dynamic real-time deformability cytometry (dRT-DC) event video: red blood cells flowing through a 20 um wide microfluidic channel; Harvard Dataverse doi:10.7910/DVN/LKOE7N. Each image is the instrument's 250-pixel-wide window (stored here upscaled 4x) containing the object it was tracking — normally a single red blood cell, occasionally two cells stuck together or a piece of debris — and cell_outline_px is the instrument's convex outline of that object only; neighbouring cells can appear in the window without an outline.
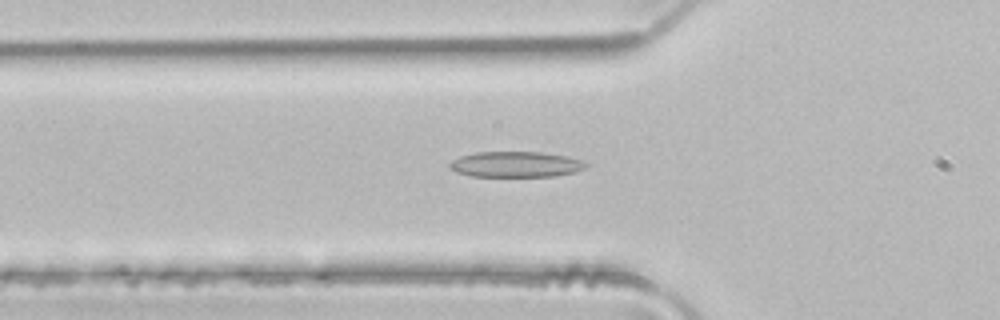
{"species": "common noctule bat (a hibernating species)", "species_latin": "Nyctalus noctula", "temperature_condition": "room temperature", "stored_images_in_passage": 49, "camera_frame_rate_fps": 3000, "um_per_image_px": 0.085, "animal": {"sex": "male", "body_mass_g": 21.5, "forearm_length_mm": 52.0}, "frame": {"image": 1, "passage_image": 17, "time_ms": 5.333, "image_size_px": [1000, 320], "cell_outline_px": [[588, 164], [584, 168], [576, 172], [552, 176], [472, 176], [456, 172], [448, 168], [448, 164], [452, 160], [460, 156], [476, 152], [544, 152], [568, 156], [584, 160]], "centroid_in_image_um": [43.85, 13.96], "position_along_channel_um": 82.0, "area_um2": 20.52}}
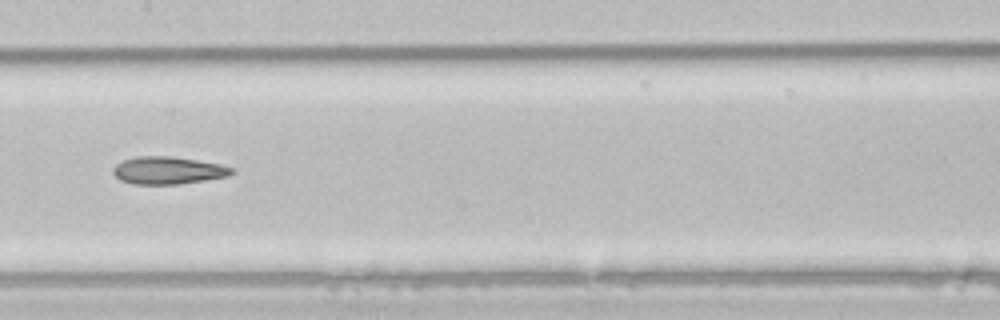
{"frame": {"image": 2, "passage_image": 25, "time_ms": 8.0, "image_size_px": [1000, 320], "cell_outline_px": [[236, 172], [228, 176], [204, 180], [176, 184], [136, 184], [120, 180], [112, 172], [112, 168], [116, 164], [124, 160], [136, 156], [168, 156], [196, 160], [220, 164], [232, 168]], "centroid_in_image_um": [14.27, 14.48], "position_along_channel_um": 193.1, "area_um2": 18.84}}
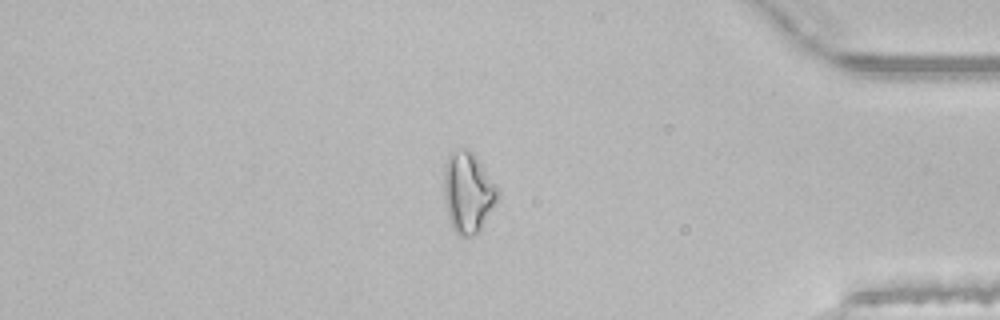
{"frame": {"image": 3, "passage_image": 42, "time_ms": 13.667, "image_size_px": [1000, 320], "cell_outline_px": [[500, 192], [496, 200], [480, 228], [472, 236], [460, 236], [452, 228], [448, 216], [444, 196], [444, 164], [452, 148], [468, 148], [476, 156], [496, 184]], "centroid_in_image_um": [39.75, 16.28], "position_along_channel_um": 395.5, "area_um2": 25.14}, "authors_computed_cell_mechanics": {"area_um2": 21.3282, "velocity_mm_per_s": 4.1332, "shape_relaxation_time_tau1_ms": 8.9638, "shape_relaxation_time_tau2_ms": 7.3447, "deformation_change_tau1": 0.2015, "deformation_change_tau2": 0.2076}}